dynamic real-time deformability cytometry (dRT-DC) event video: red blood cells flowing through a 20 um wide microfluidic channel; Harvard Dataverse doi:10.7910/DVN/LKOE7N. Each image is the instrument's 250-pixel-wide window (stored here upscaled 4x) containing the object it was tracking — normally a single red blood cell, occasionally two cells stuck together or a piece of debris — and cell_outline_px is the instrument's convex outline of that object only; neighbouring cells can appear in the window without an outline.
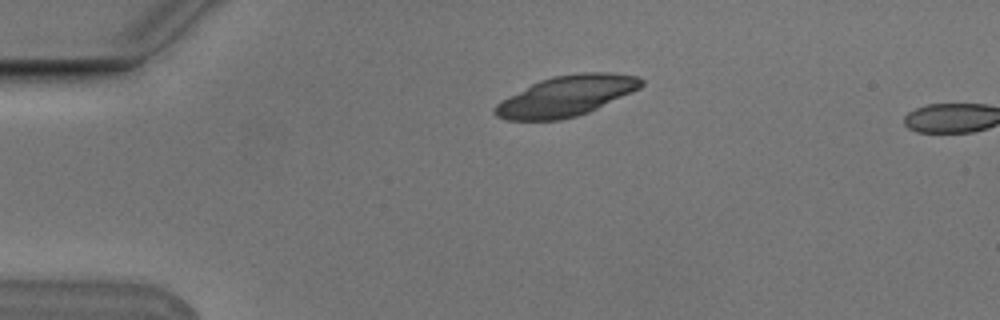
{"species": "Egyptian fruit bat (a non-hibernating species)", "species_latin": "Rousettus aegyptiacus", "temperature_condition": "cold", "stored_images_in_passage": 2, "camera_frame_rate_fps": 3000, "um_per_image_px": 0.085, "animal": {"sex": "male"}, "frame": {"image": 1, "passage_image": 1, "time_ms": 0.0, "image_size_px": [1000, 320], "cell_outline_px": [[644, 84], [640, 88], [588, 112], [576, 116], [560, 120], [508, 120], [496, 116], [492, 112], [492, 108], [500, 100], [540, 80], [552, 76], [580, 72], [612, 72], [640, 76], [644, 80]], "centroid_in_image_um": [48.13, 8.15], "position_along_channel_um": 36.9, "area_um2": 34.56}}